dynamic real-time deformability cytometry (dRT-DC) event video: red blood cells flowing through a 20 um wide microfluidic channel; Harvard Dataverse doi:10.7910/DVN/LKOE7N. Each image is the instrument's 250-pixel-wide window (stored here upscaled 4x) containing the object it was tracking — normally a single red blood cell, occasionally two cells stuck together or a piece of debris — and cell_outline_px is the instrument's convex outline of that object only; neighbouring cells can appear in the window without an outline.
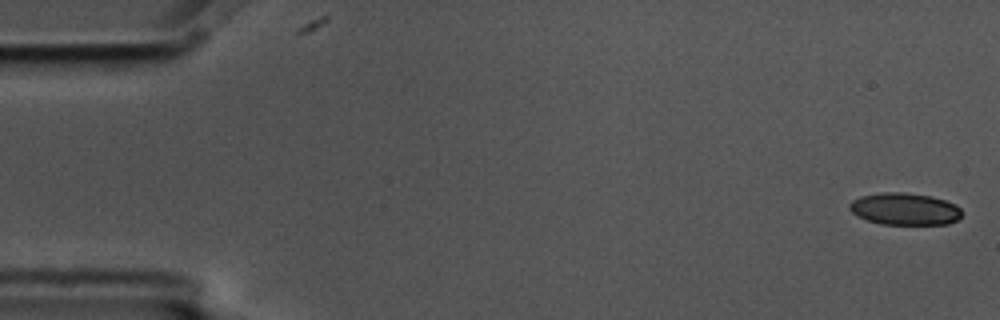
{"species": "common noctule bat (a hibernating species)", "species_latin": "Nyctalus noctula", "temperature_condition": "cold", "stored_images_in_passage": 15, "camera_frame_rate_fps": 3000, "um_per_image_px": 0.085, "animal": {"sex": "male", "body_mass_g": 17.5, "forearm_length_mm": 52.3}, "frame": {"image": 1, "passage_image": 1, "time_ms": 0.0, "image_size_px": [1000, 320], "cell_outline_px": [[960, 216], [956, 220], [948, 224], [880, 224], [856, 216], [848, 208], [848, 204], [852, 200], [860, 196], [884, 192], [904, 192], [932, 196], [956, 204], [960, 208]], "centroid_in_image_um": [76.87, 17.75], "position_along_channel_um": 8.1, "area_um2": 21.04}}
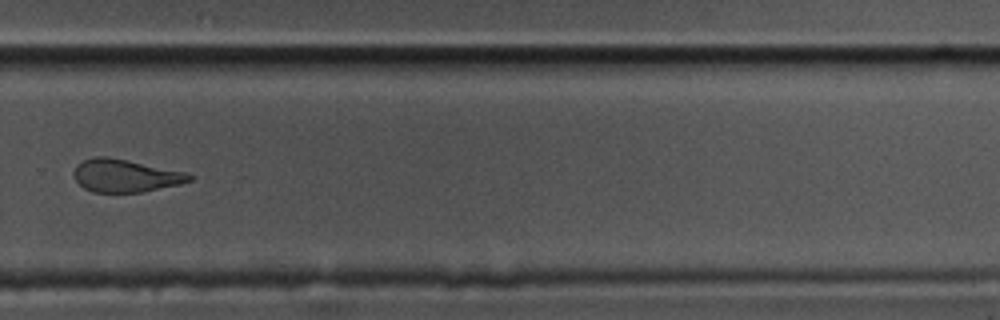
{"frame": {"image": 2, "passage_image": 11, "time_ms": 3.333, "image_size_px": [1000, 320], "cell_outline_px": [[196, 176], [192, 180], [180, 184], [144, 192], [92, 192], [84, 188], [72, 176], [72, 172], [76, 164], [92, 156], [108, 156], [188, 172]], "centroid_in_image_um": [10.67, 14.92], "position_along_channel_um": 319.1, "area_um2": 22.48}}
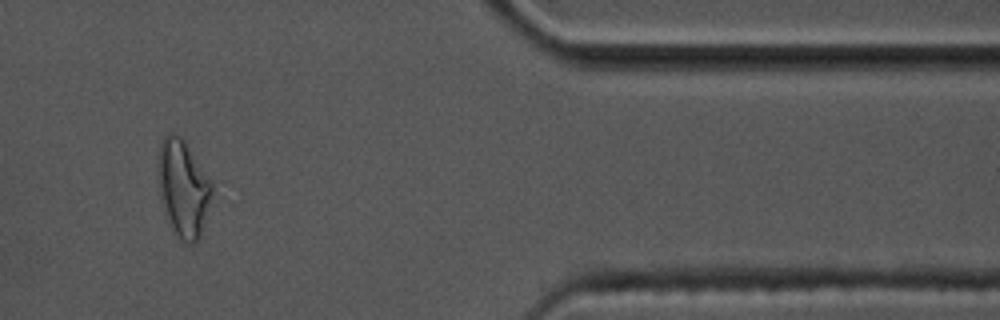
{"frame": {"image": 3, "passage_image": 13, "time_ms": 4.0, "image_size_px": [1000, 320], "cell_outline_px": [[220, 184], [200, 236], [192, 244], [188, 244], [180, 240], [168, 224], [164, 216], [160, 196], [156, 164], [160, 144], [164, 136], [168, 132], [176, 132], [184, 140]], "centroid_in_image_um": [15.67, 15.97], "position_along_channel_um": 395.7, "area_um2": 32.89}}